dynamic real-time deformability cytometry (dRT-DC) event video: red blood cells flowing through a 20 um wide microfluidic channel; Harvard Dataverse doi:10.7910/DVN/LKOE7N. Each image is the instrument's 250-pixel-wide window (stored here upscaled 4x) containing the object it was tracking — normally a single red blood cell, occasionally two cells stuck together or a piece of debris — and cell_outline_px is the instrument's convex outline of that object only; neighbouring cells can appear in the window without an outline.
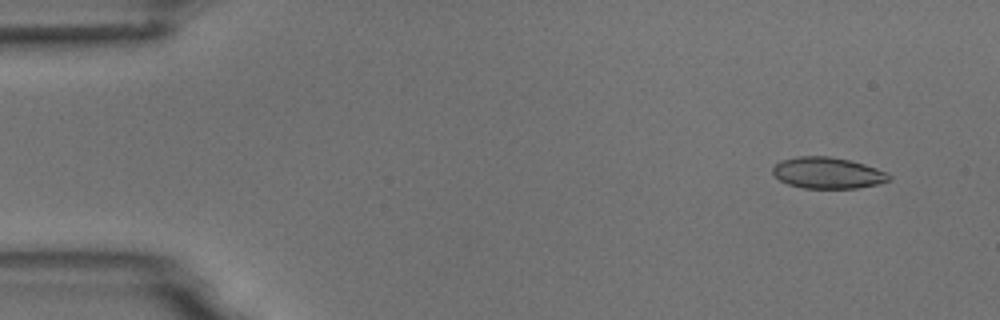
{"species": "common noctule bat (a hibernating species)", "species_latin": "Nyctalus noctula", "temperature_condition": "room temperature", "stored_images_in_passage": 4, "camera_frame_rate_fps": 3000, "um_per_image_px": 0.085, "animal": {"sex": "male", "body_mass_g": 18.8}, "frame": {"image": 1, "passage_image": 2, "time_ms": 1.0, "image_size_px": [1000, 320], "cell_outline_px": [[892, 180], [880, 184], [856, 188], [804, 188], [788, 184], [780, 180], [772, 172], [772, 168], [780, 160], [800, 156], [828, 156], [848, 160], [864, 164], [888, 172], [892, 176]], "centroid_in_image_um": [70.39, 14.7], "position_along_channel_um": 14.6, "area_um2": 21.27}}
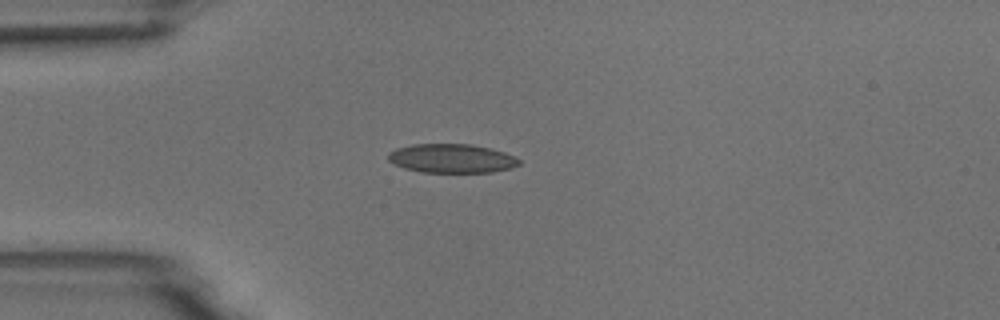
{"frame": {"image": 2, "passage_image": 4, "time_ms": 4.333, "image_size_px": [1000, 320], "cell_outline_px": [[520, 164], [512, 168], [492, 172], [420, 172], [404, 168], [388, 160], [388, 152], [396, 148], [412, 144], [472, 144], [504, 152], [520, 160]], "centroid_in_image_um": [38.38, 13.46], "position_along_channel_um": 46.6, "area_um2": 22.02}}